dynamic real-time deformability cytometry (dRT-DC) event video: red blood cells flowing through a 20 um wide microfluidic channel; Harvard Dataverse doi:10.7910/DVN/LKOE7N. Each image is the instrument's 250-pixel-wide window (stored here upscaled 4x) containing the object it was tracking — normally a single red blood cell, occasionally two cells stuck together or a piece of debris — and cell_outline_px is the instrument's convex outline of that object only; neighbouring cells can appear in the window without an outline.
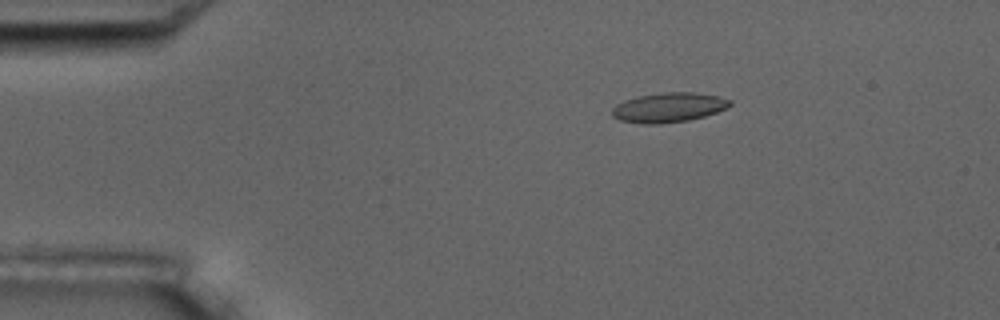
{"species": "common noctule bat (a hibernating species)", "species_latin": "Nyctalus noctula", "temperature_condition": "room temperature", "stored_images_in_passage": 4, "camera_frame_rate_fps": 3000, "um_per_image_px": 0.085, "animal": {"sex": "male", "body_mass_g": 17.5, "forearm_length_mm": 52.3}, "frame": {"image": 1, "passage_image": 2, "time_ms": 1.0, "image_size_px": [1000, 320], "cell_outline_px": [[732, 104], [728, 108], [704, 116], [688, 120], [660, 124], [640, 124], [620, 120], [612, 116], [612, 108], [616, 104], [624, 100], [636, 96], [664, 92], [692, 92], [716, 96], [732, 100]], "centroid_in_image_um": [56.81, 9.13], "position_along_channel_um": 28.2, "area_um2": 20.46}}